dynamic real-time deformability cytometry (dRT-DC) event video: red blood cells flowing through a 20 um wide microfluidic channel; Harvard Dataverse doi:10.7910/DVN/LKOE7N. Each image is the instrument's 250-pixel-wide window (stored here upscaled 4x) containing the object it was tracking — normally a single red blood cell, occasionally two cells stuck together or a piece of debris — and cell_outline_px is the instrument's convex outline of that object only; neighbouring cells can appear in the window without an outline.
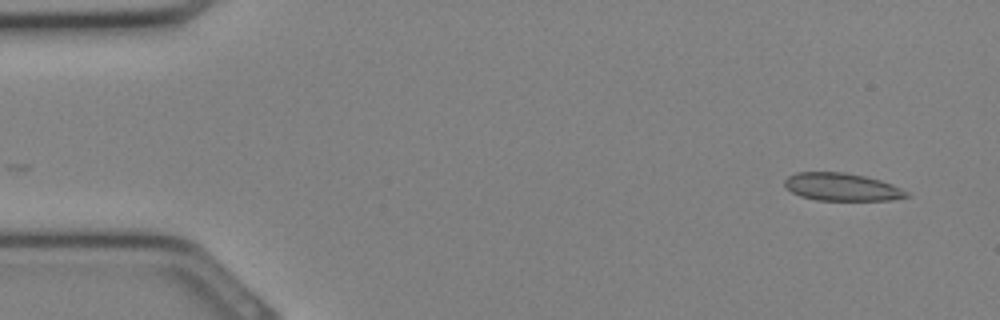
{"species": "Egyptian fruit bat (a non-hibernating species)", "species_latin": "Rousettus aegyptiacus", "temperature_condition": "cold", "stored_images_in_passage": 31, "camera_frame_rate_fps": 3000, "um_per_image_px": 0.085, "animal": {"sex": "female"}, "frame": {"image": 1, "passage_image": 1, "time_ms": 0.0, "image_size_px": [1000, 320], "cell_outline_px": [[912, 196], [892, 200], [816, 200], [800, 196], [784, 188], [784, 180], [788, 176], [796, 172], [844, 172], [864, 176], [880, 180], [892, 184], [908, 192]], "centroid_in_image_um": [71.54, 15.89], "position_along_channel_um": 13.5, "area_um2": 19.83}}
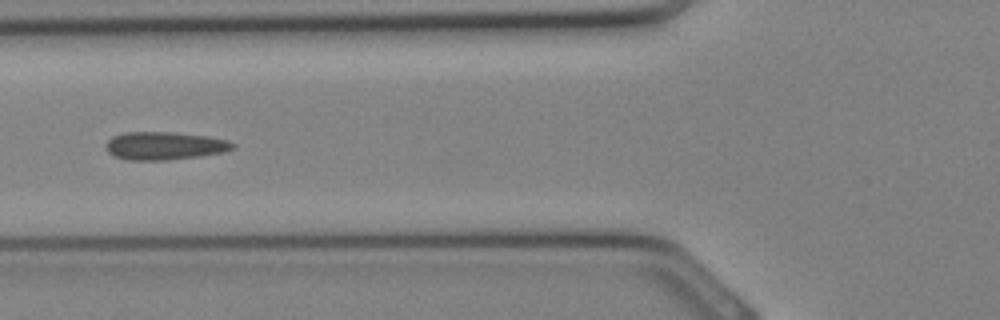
{"frame": {"image": 2, "passage_image": 11, "time_ms": 3.333, "image_size_px": [1000, 320], "cell_outline_px": [[236, 148], [224, 152], [200, 156], [164, 160], [128, 160], [116, 156], [108, 152], [104, 144], [112, 136], [124, 132], [172, 132], [208, 136], [228, 140], [236, 144]], "centroid_in_image_um": [14.0, 12.38], "position_along_channel_um": 111.8, "area_um2": 20.81}}
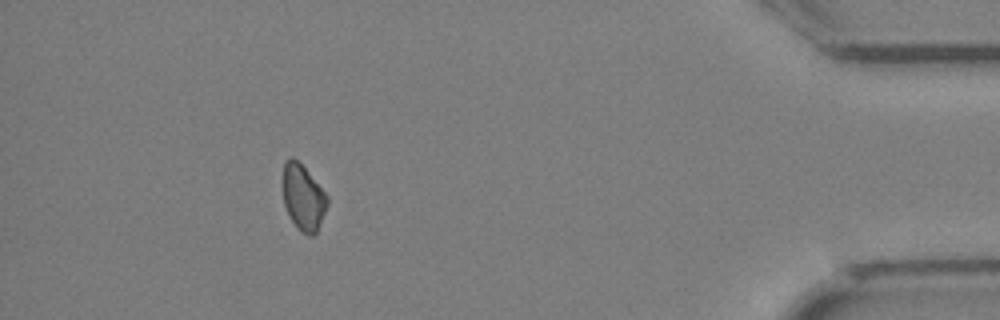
{"frame": {"image": 3, "passage_image": 28, "time_ms": 9.0, "image_size_px": [1000, 320], "cell_outline_px": [[328, 204], [316, 236], [308, 236], [300, 232], [296, 228], [284, 204], [284, 160], [288, 156], [292, 156], [304, 168], [328, 196]], "centroid_in_image_um": [25.79, 16.84], "position_along_channel_um": 409.4, "area_um2": 16.94}}